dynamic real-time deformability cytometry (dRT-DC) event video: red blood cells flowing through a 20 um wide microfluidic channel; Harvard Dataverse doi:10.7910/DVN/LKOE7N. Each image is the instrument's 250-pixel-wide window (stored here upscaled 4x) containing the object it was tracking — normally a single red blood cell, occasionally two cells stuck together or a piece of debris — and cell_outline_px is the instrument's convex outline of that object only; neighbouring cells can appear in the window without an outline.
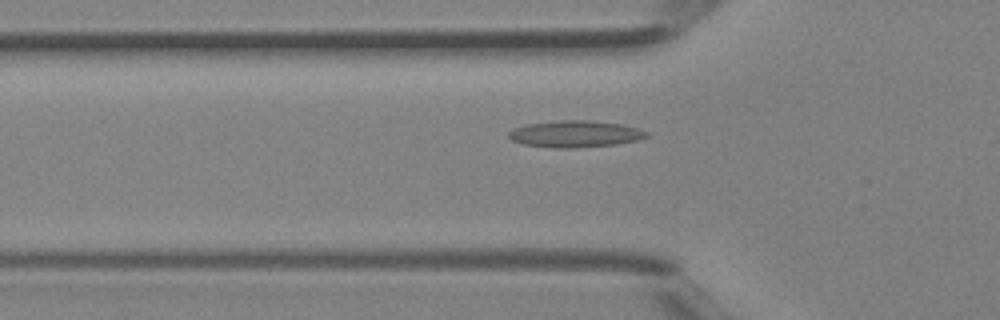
{"species": "Egyptian fruit bat (a non-hibernating species)", "species_latin": "Rousettus aegyptiacus", "temperature_condition": "room temperature", "stored_images_in_passage": 42, "camera_frame_rate_fps": 3000, "um_per_image_px": 0.085, "animal": {"sex": "female"}, "frame": {"image": 1, "passage_image": 14, "time_ms": 4.333, "image_size_px": [1000, 320], "cell_outline_px": [[648, 136], [636, 140], [616, 144], [572, 148], [560, 148], [524, 144], [512, 140], [508, 136], [508, 132], [524, 124], [556, 120], [592, 120], [620, 124], [636, 128], [648, 132]], "centroid_in_image_um": [48.87, 11.37], "position_along_channel_um": 76.9, "area_um2": 21.27}}
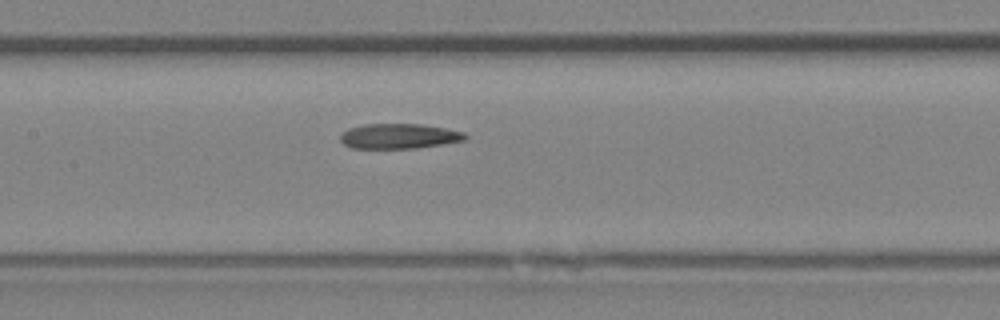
{"frame": {"image": 2, "passage_image": 20, "time_ms": 6.333, "image_size_px": [1000, 320], "cell_outline_px": [[468, 136], [464, 140], [416, 148], [352, 148], [344, 144], [340, 140], [340, 136], [348, 128], [364, 124], [420, 124], [444, 128], [464, 132]], "centroid_in_image_um": [33.89, 11.57], "position_along_channel_um": 173.5, "area_um2": 18.03}}
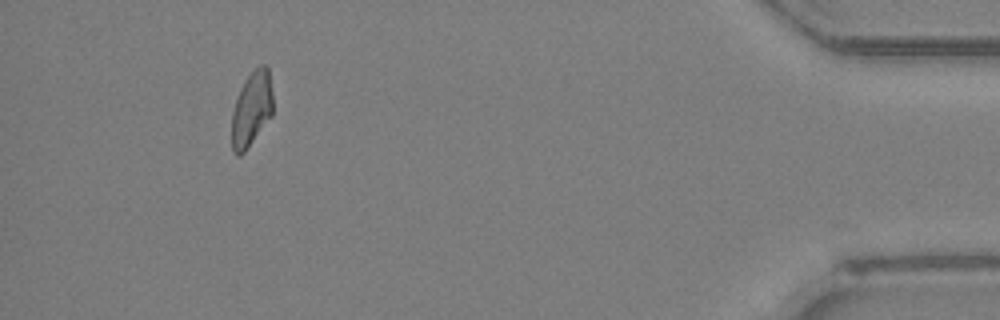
{"frame": {"image": 3, "passage_image": 39, "time_ms": 12.667, "image_size_px": [1000, 320], "cell_outline_px": [[272, 116], [244, 152], [240, 156], [236, 156], [232, 152], [232, 112], [240, 88], [244, 80], [252, 68], [260, 64], [268, 64], [272, 92]], "centroid_in_image_um": [21.39, 9.21], "position_along_channel_um": 413.8, "area_um2": 18.26}}